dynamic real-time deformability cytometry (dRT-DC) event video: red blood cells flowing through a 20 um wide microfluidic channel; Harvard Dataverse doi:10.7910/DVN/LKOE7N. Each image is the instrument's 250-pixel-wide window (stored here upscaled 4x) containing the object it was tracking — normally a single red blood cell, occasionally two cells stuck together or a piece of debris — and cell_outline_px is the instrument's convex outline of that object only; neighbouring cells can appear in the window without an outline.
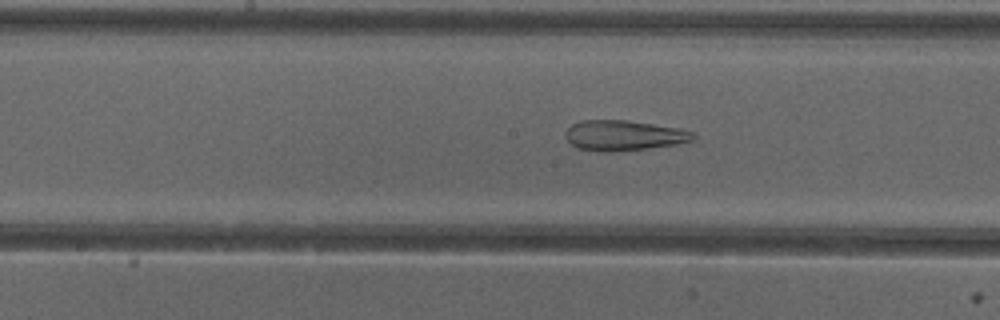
{"species": "common noctule bat (a hibernating species)", "species_latin": "Nyctalus noctula", "temperature_condition": "cold", "stored_images_in_passage": 45, "camera_frame_rate_fps": 3000, "um_per_image_px": 0.085, "animal": {"sex": "female"}, "frame": {"image": 1, "passage_image": 26, "time_ms": 8.333, "image_size_px": [1000, 320], "cell_outline_px": [[696, 136], [692, 140], [676, 144], [648, 148], [608, 152], [600, 152], [576, 148], [564, 136], [564, 132], [572, 124], [580, 120], [628, 120], [680, 128], [696, 132]], "centroid_in_image_um": [53.01, 11.5], "position_along_channel_um": 195.2, "area_um2": 22.72}}
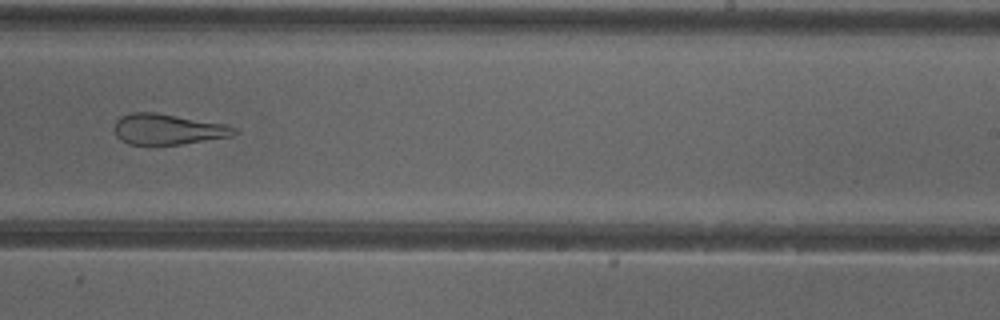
{"frame": {"image": 2, "passage_image": 32, "time_ms": 10.333, "image_size_px": [1000, 320], "cell_outline_px": [[240, 132], [232, 136], [180, 144], [128, 144], [120, 140], [116, 136], [112, 128], [116, 120], [120, 116], [132, 112], [156, 112], [224, 124], [236, 128]], "centroid_in_image_um": [14.22, 10.98], "position_along_channel_um": 274.8, "area_um2": 21.5}, "authors_computed_cell_mechanics": {"area_um2": 26.9348, "velocity_mm_per_s": 4.0045, "shape_relaxation_time_tau1_ms": null, "shape_relaxation_time_tau2_ms": 3.3338, "deformation_change_tau1": null, "deformation_change_tau2": 0.1619}}